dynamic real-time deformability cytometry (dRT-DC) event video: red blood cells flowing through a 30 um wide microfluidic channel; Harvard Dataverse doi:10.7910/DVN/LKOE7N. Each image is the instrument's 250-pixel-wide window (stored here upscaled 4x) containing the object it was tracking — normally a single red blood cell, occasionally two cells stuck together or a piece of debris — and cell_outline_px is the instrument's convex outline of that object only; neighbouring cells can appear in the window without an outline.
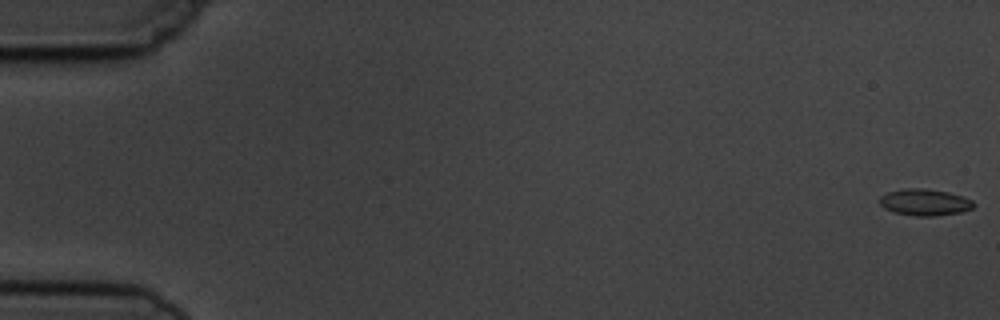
{"species": "common noctule bat (a hibernating species)", "species_latin": "Nyctalus noctula", "temperature_condition": "cold", "stored_images_in_passage": 8, "camera_frame_rate_fps": 3000, "um_per_image_px": 0.085, "animal": {"sex": "male", "body_mass_g": 19.5, "forearm_length_mm": 54.6}, "frame": {"image": 1, "passage_image": 1, "time_ms": 0.0, "image_size_px": [1000, 320], "cell_outline_px": [[976, 204], [972, 208], [960, 212], [932, 216], [916, 216], [896, 212], [884, 208], [880, 204], [880, 196], [888, 192], [904, 188], [924, 188], [948, 192], [972, 200]], "centroid_in_image_um": [78.59, 17.18], "position_along_channel_um": 6.4, "area_um2": 14.39}}
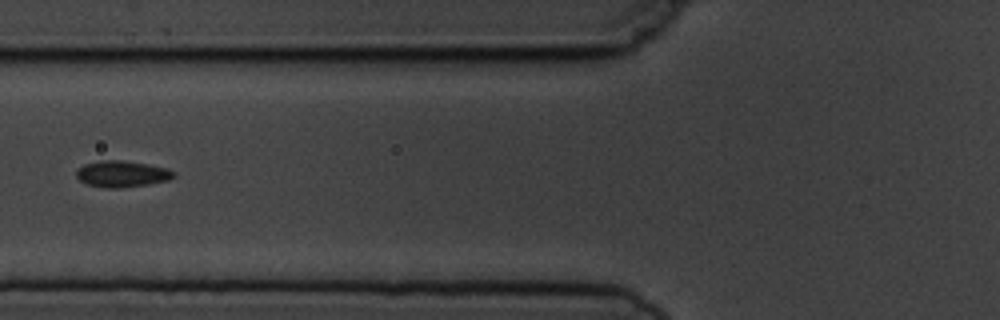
{"frame": {"image": 2, "passage_image": 7, "time_ms": 7.0, "image_size_px": [1000, 320], "cell_outline_px": [[176, 172], [168, 180], [148, 184], [116, 188], [108, 188], [88, 184], [80, 180], [76, 176], [76, 168], [84, 164], [100, 160], [120, 160], [148, 164], [168, 168]], "centroid_in_image_um": [10.34, 14.77], "position_along_channel_um": 115.5, "area_um2": 14.85}}
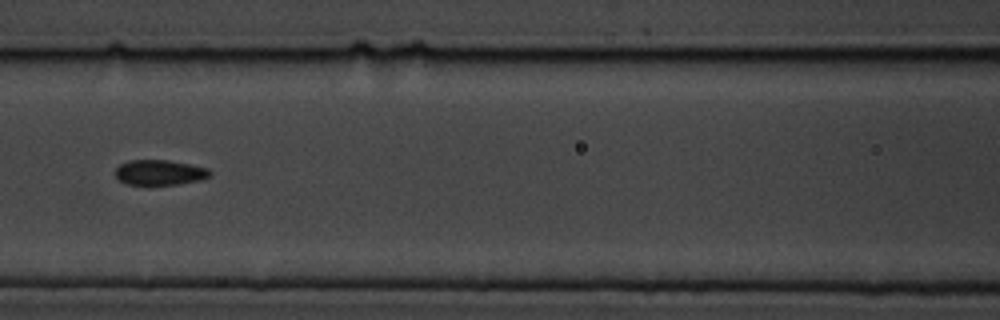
{"frame": {"image": 3, "passage_image": 8, "time_ms": 8.0, "image_size_px": [1000, 320], "cell_outline_px": [[212, 176], [200, 180], [176, 184], [148, 188], [124, 184], [116, 176], [116, 168], [120, 164], [128, 160], [168, 160], [208, 168], [212, 172]], "centroid_in_image_um": [13.54, 14.71], "position_along_channel_um": 153.1, "area_um2": 14.57}}